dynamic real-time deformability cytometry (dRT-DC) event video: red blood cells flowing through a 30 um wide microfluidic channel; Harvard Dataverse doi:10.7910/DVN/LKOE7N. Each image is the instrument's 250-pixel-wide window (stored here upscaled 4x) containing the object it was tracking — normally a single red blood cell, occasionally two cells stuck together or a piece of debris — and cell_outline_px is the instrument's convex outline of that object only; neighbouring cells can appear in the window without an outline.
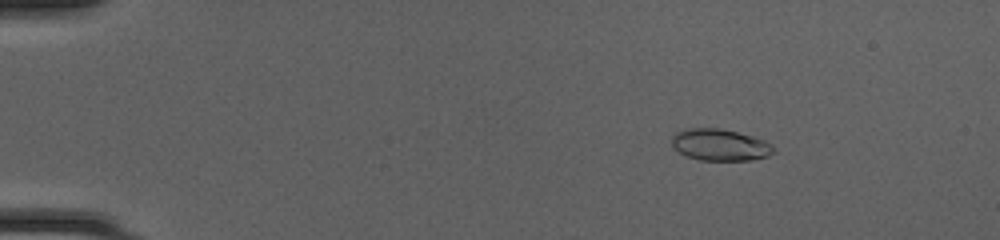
{"species": "common noctule bat (a hibernating species)", "species_latin": "Nyctalus noctula", "temperature_condition": "cold", "stored_images_in_passage": 51, "camera_frame_rate_fps": 3000, "um_per_image_px": 0.085, "animal": {"sex": "female", "body_mass_g": 20.0, "forearm_length_mm": 54.0}, "frame": {"image": 1, "passage_image": 9, "time_ms": 2.667, "image_size_px": [1000, 240], "cell_outline_px": [[776, 152], [768, 156], [752, 160], [700, 160], [684, 156], [672, 148], [672, 136], [676, 132], [688, 128], [720, 128], [752, 136], [764, 140], [772, 144], [776, 148]], "centroid_in_image_um": [61.2, 12.32], "position_along_channel_um": 23.8, "area_um2": 19.07}}
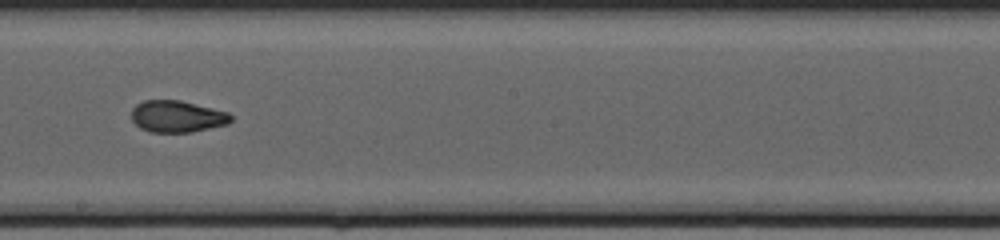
{"frame": {"image": 2, "passage_image": 31, "time_ms": 10.0, "image_size_px": [1000, 240], "cell_outline_px": [[232, 120], [228, 124], [192, 132], [148, 132], [140, 128], [132, 120], [132, 108], [136, 104], [144, 100], [180, 100], [228, 112], [232, 116]], "centroid_in_image_um": [15.05, 9.9], "position_along_channel_um": 233.2, "area_um2": 18.44}}
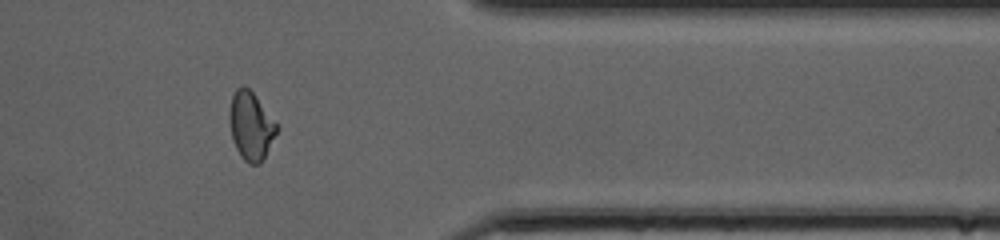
{"frame": {"image": 3, "passage_image": 43, "time_ms": 14.0, "image_size_px": [1000, 240], "cell_outline_px": [[280, 128], [260, 164], [248, 164], [240, 156], [232, 140], [228, 120], [228, 112], [232, 96], [236, 88], [244, 84], [252, 92]], "centroid_in_image_um": [21.3, 10.71], "position_along_channel_um": 390.1, "area_um2": 18.9}, "authors_computed_cell_mechanics": {"area_um2": 18.8428, "velocity_mm_per_s": 4.2409, "shape_relaxation_time_tau1_ms": 9.7905, "shape_relaxation_time_tau2_ms": 0.9171, "deformation_change_tau1": 0.2679, "deformation_change_tau2": 0.0627}}